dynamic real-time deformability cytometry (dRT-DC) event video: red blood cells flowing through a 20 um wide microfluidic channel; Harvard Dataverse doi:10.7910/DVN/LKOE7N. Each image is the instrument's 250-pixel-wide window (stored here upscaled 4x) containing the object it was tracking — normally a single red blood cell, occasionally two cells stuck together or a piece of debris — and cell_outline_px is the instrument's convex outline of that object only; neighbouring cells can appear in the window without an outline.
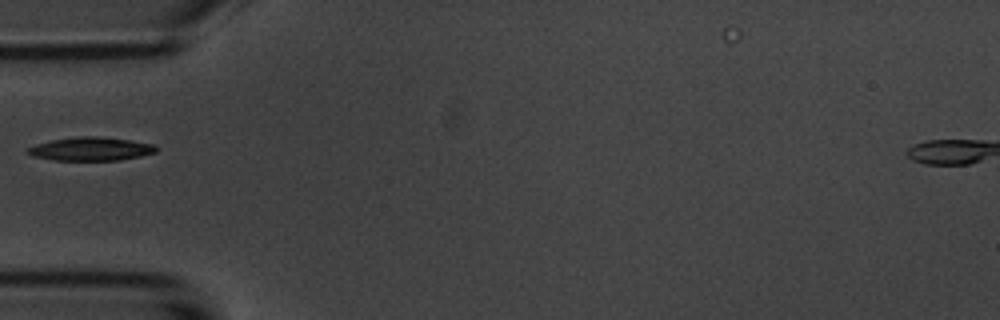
{"species": "common noctule bat (a hibernating species)", "species_latin": "Nyctalus noctula", "temperature_condition": "room temperature", "stored_images_in_passage": 1, "camera_frame_rate_fps": 3000, "um_per_image_px": 0.085, "animal": {"sex": "male", "body_mass_g": 20.1, "forearm_length_mm": 53.5}, "frame": {"image": 1, "passage_image": 1, "time_ms": 0.0, "image_size_px": [1000, 320], "cell_outline_px": [[160, 148], [156, 152], [140, 156], [120, 160], [52, 160], [32, 156], [24, 152], [28, 148], [36, 144], [52, 140], [80, 136], [96, 136], [128, 140], [156, 144]], "centroid_in_image_um": [7.73, 12.66], "position_along_channel_um": 77.3, "area_um2": 17.63}}